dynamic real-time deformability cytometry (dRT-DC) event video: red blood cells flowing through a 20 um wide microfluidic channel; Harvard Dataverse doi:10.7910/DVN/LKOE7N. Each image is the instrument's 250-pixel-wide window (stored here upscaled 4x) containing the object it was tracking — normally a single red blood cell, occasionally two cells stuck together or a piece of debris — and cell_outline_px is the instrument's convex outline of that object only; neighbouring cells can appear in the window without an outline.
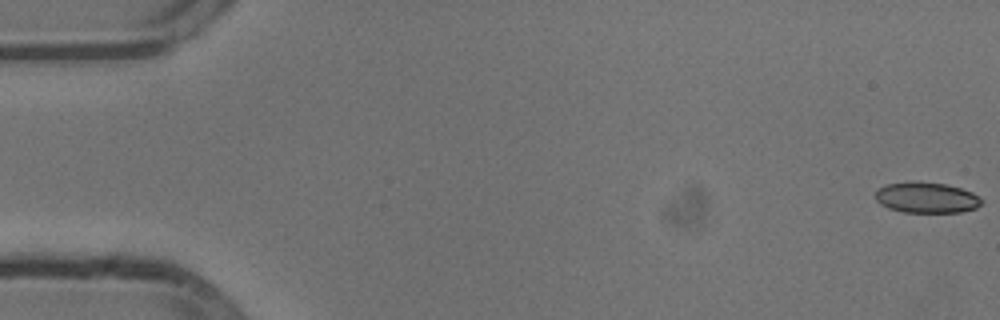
{"species": "common noctule bat (a hibernating species)", "species_latin": "Nyctalus noctula", "temperature_condition": "cold", "stored_images_in_passage": 47, "camera_frame_rate_fps": 3000, "um_per_image_px": 0.085, "animal": {"sex": "male", "body_mass_g": 13.3}, "frame": {"image": 1, "passage_image": 1, "time_ms": 0.0, "image_size_px": [1000, 320], "cell_outline_px": [[984, 200], [976, 208], [960, 212], [904, 212], [888, 208], [880, 204], [876, 200], [876, 188], [888, 184], [916, 180], [944, 184], [960, 188], [972, 192]], "centroid_in_image_um": [78.73, 16.78], "position_along_channel_um": 6.3, "area_um2": 19.13}}
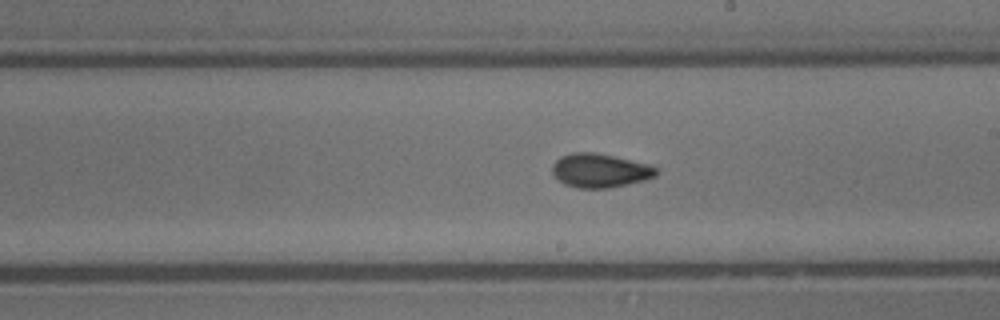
{"frame": {"image": 2, "passage_image": 31, "time_ms": 10.0, "image_size_px": [1000, 320], "cell_outline_px": [[660, 172], [656, 176], [644, 180], [628, 184], [608, 188], [576, 188], [564, 184], [552, 172], [552, 164], [560, 156], [572, 152], [596, 152], [648, 164], [660, 168]], "centroid_in_image_um": [51.02, 14.49], "position_along_channel_um": 238.0, "area_um2": 20.69}}
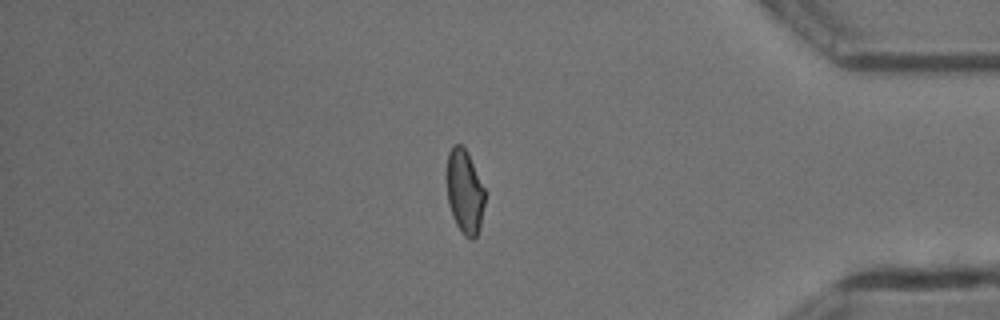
{"frame": {"image": 3, "passage_image": 46, "time_ms": 15.0, "image_size_px": [1000, 320], "cell_outline_px": [[484, 204], [480, 228], [476, 236], [472, 240], [464, 236], [456, 224], [452, 216], [448, 204], [448, 152], [452, 144], [460, 144], [468, 152], [484, 188]], "centroid_in_image_um": [39.5, 16.31], "position_along_channel_um": 395.7, "area_um2": 18.5}}